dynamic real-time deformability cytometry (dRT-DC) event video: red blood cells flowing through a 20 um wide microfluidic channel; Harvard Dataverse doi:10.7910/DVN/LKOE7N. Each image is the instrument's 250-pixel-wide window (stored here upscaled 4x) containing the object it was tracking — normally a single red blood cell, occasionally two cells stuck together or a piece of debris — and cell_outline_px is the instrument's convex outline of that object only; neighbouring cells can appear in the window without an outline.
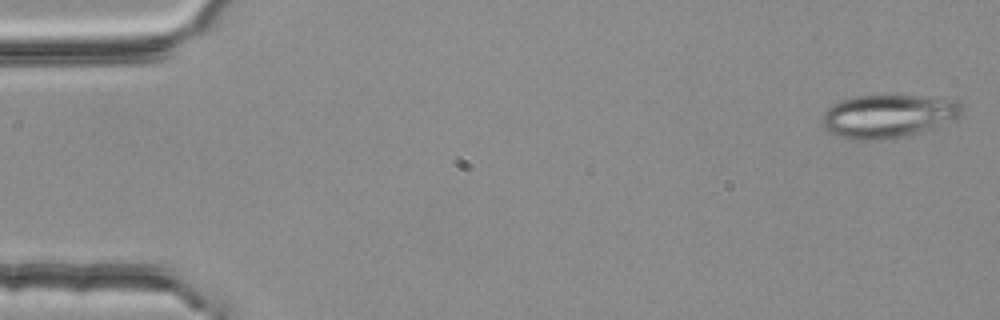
{"species": "common noctule bat (a hibernating species)", "species_latin": "Nyctalus noctula", "temperature_condition": "room temperature", "stored_images_in_passage": 13, "camera_frame_rate_fps": 3000, "um_per_image_px": 0.085, "animal": {"sex": "female", "body_mass_g": 25.1}, "frame": {"image": 1, "passage_image": 1, "time_ms": 0.0, "image_size_px": [1000, 320], "cell_outline_px": [[964, 112], [956, 120], [916, 132], [900, 136], [880, 140], [852, 140], [836, 136], [824, 128], [820, 116], [832, 104], [840, 100], [852, 96], [916, 96], [956, 100], [960, 104]], "centroid_in_image_um": [75.43, 9.87], "position_along_channel_um": 9.6, "area_um2": 35.08}}